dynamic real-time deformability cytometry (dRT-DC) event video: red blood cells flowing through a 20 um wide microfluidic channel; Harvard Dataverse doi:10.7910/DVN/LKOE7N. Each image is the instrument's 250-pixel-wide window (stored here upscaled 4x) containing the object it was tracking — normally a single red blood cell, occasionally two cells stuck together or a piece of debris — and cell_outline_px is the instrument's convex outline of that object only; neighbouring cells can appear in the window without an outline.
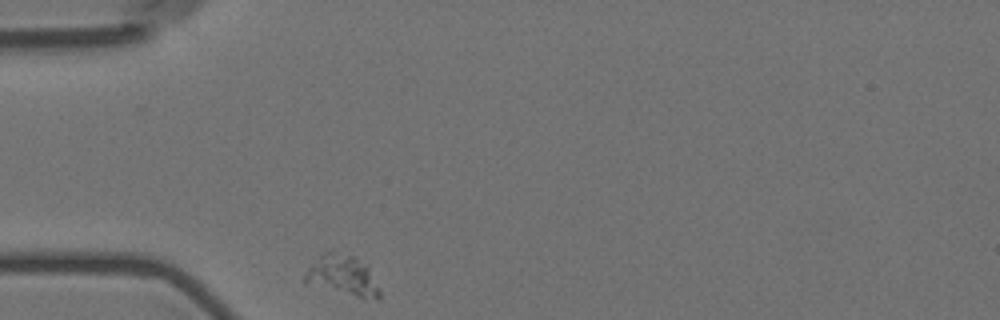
{"species": "Egyptian fruit bat (a non-hibernating species)", "species_latin": "Rousettus aegyptiacus", "temperature_condition": "room temperature", "stored_images_in_passage": 12, "camera_frame_rate_fps": 3000, "um_per_image_px": 0.085, "animal": {"sex": "female"}, "frame": {"image": 1, "passage_image": 1, "time_ms": 0.0, "image_size_px": [1000, 320], "cell_outline_px": [[380, 296], [376, 300], [356, 296], [304, 280], [304, 276], [308, 268], [324, 252], [332, 252], [356, 256], [368, 268], [380, 288]], "centroid_in_image_um": [29.2, 23.4], "position_along_channel_um": 55.8, "area_um2": 16.53}}
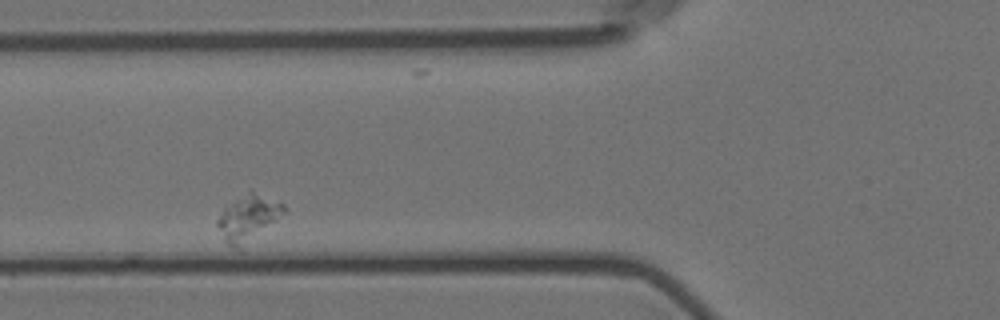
{"frame": {"image": 2, "passage_image": 7, "time_ms": 2.0, "image_size_px": [1000, 320], "cell_outline_px": [[288, 208], [276, 220], [240, 248], [236, 248], [228, 244], [224, 240], [216, 224], [216, 220], [224, 208], [248, 192], [252, 192], [284, 204]], "centroid_in_image_um": [21.07, 18.55], "position_along_channel_um": 104.7, "area_um2": 16.88}}
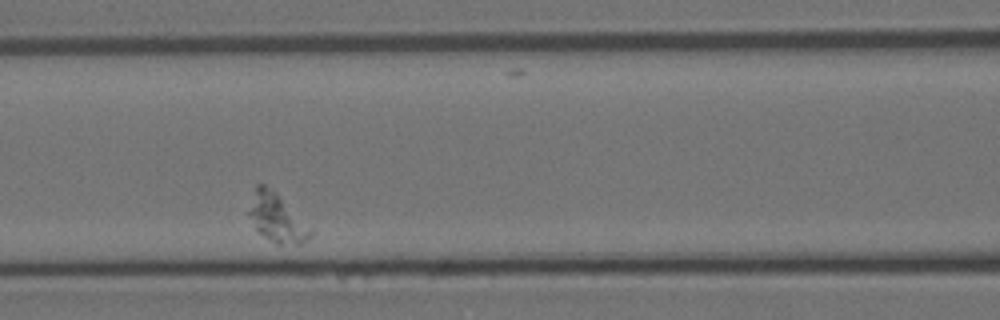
{"frame": {"image": 3, "passage_image": 11, "time_ms": 3.333, "image_size_px": [1000, 320], "cell_outline_px": [[312, 236], [300, 244], [276, 244], [264, 236], [256, 228], [248, 212], [256, 184], [264, 184], [276, 192], [312, 232]], "centroid_in_image_um": [23.5, 18.53], "position_along_channel_um": 143.1, "area_um2": 16.53}}